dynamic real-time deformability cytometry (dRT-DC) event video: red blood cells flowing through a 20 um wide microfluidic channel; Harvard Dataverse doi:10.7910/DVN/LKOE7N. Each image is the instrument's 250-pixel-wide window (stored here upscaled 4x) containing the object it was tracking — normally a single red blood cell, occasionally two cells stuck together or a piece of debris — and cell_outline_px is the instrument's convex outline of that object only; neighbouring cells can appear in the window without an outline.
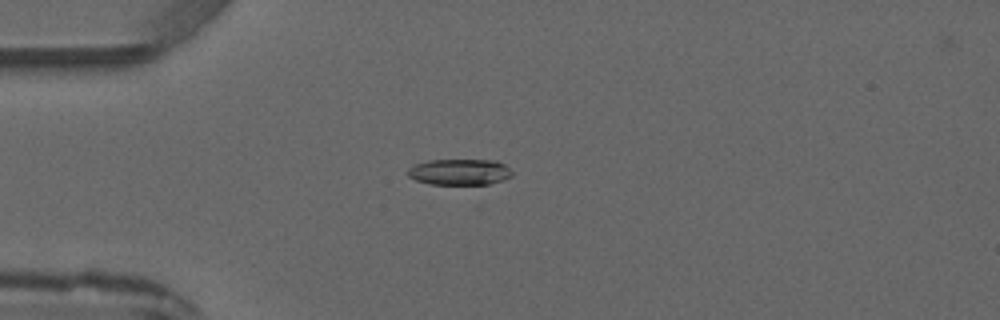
{"species": "common noctule bat (a hibernating species)", "species_latin": "Nyctalus noctula", "temperature_condition": "warm", "stored_images_in_passage": 5, "camera_frame_rate_fps": 3000, "um_per_image_px": 0.085, "animal": {"sex": "male", "forearm_length_mm": 52.5}, "frame": {"image": 1, "passage_image": 4, "time_ms": 3.667, "image_size_px": [1000, 320], "cell_outline_px": [[512, 176], [488, 184], [432, 184], [416, 180], [408, 176], [408, 168], [416, 164], [428, 160], [496, 160], [504, 164], [512, 172]], "centroid_in_image_um": [39.05, 14.61], "position_along_channel_um": 45.9, "area_um2": 15.66}}